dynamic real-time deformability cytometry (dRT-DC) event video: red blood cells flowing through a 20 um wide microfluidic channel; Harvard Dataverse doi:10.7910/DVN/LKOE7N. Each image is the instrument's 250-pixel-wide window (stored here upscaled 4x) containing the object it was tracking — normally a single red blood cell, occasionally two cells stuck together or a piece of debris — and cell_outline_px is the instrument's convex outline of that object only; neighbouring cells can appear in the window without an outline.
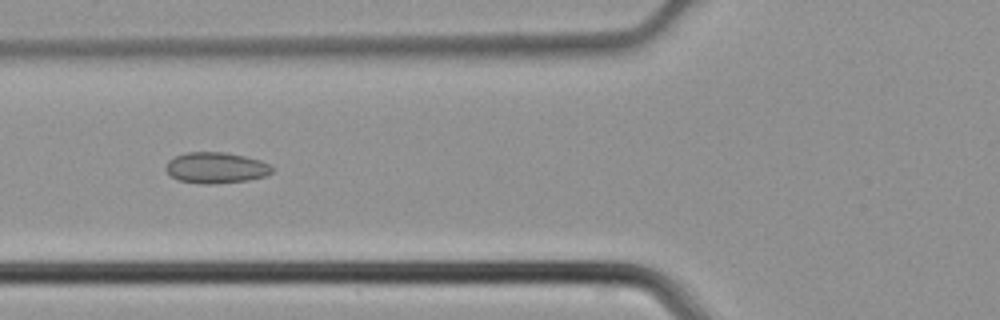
{"species": "common noctule bat (a hibernating species)", "species_latin": "Nyctalus noctula", "temperature_condition": "cold", "stored_images_in_passage": 45, "camera_frame_rate_fps": 3000, "um_per_image_px": 0.085, "animal": {"sex": "male", "body_mass_g": 21.5, "forearm_length_mm": 52.0}, "frame": {"image": 1, "passage_image": 17, "time_ms": 5.333, "image_size_px": [1000, 320], "cell_outline_px": [[272, 172], [264, 176], [248, 180], [216, 184], [204, 184], [180, 180], [172, 176], [168, 172], [168, 160], [176, 156], [188, 152], [224, 152], [244, 156], [260, 160], [272, 164]], "centroid_in_image_um": [18.41, 14.26], "position_along_channel_um": 107.4, "area_um2": 18.96}}
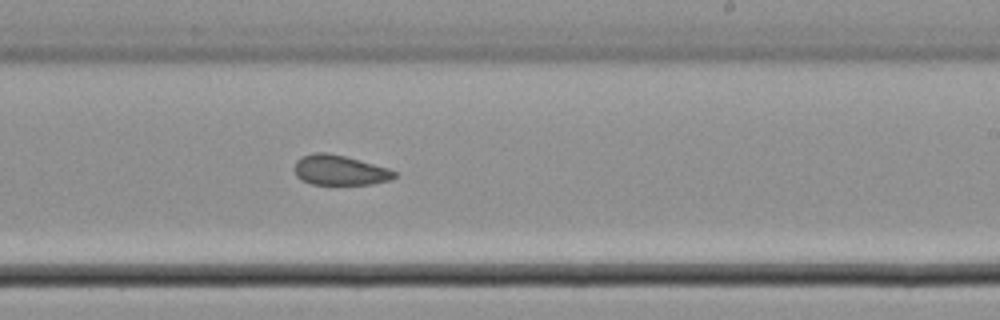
{"frame": {"image": 2, "passage_image": 27, "time_ms": 8.667, "image_size_px": [1000, 320], "cell_outline_px": [[396, 176], [388, 180], [372, 184], [332, 188], [312, 184], [296, 176], [296, 160], [300, 156], [316, 152], [324, 152], [344, 156], [388, 168], [396, 172]], "centroid_in_image_um": [28.87, 14.52], "position_along_channel_um": 260.1, "area_um2": 18.03}}
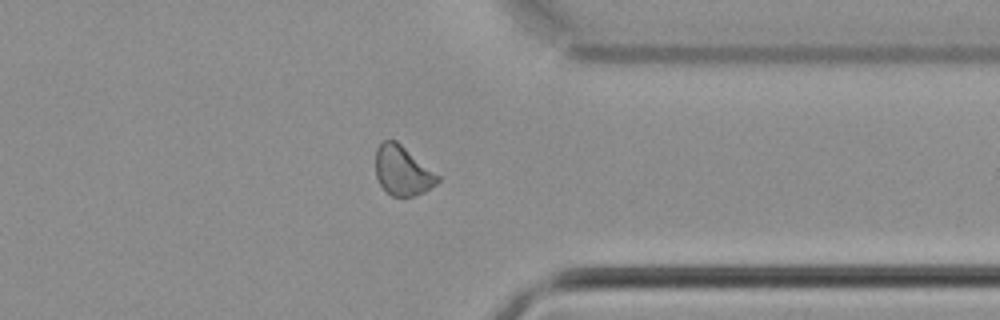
{"frame": {"image": 3, "passage_image": 35, "time_ms": 11.333, "image_size_px": [1000, 320], "cell_outline_px": [[440, 180], [436, 184], [424, 192], [412, 196], [392, 196], [380, 184], [376, 176], [376, 148], [384, 140], [396, 140], [440, 176]], "centroid_in_image_um": [34.22, 14.5], "position_along_channel_um": 377.2, "area_um2": 17.69}}